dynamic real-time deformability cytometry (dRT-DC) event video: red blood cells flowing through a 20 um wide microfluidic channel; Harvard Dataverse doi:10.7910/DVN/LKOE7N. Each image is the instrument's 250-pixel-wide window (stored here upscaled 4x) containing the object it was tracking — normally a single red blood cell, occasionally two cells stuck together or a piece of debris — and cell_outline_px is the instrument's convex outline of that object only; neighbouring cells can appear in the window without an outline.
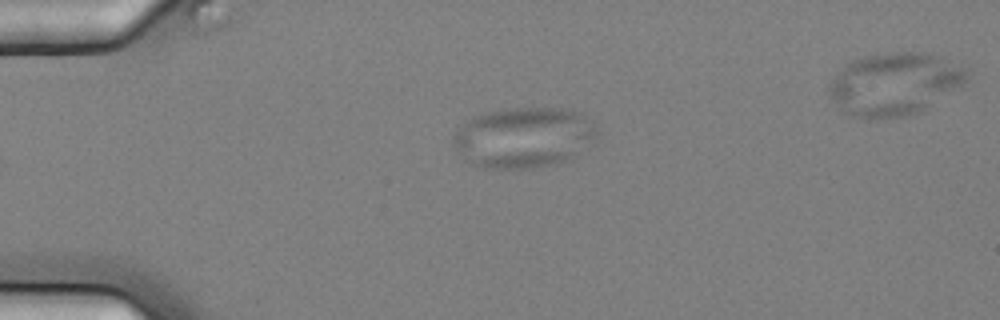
{"species": "common noctule bat (a hibernating species)", "species_latin": "Nyctalus noctula", "temperature_condition": "cold", "stored_images_in_passage": 3, "camera_frame_rate_fps": 3000, "um_per_image_px": 0.085, "animal": {"sex": "female", "body_mass_g": 25.1}, "frame": {"image": 1, "passage_image": 3, "time_ms": 0.667, "image_size_px": [1000, 320], "cell_outline_px": [[596, 136], [572, 160], [560, 164], [536, 168], [484, 168], [472, 164], [464, 160], [452, 144], [452, 136], [456, 128], [472, 116], [484, 112], [512, 108], [564, 108], [580, 112], [596, 128]], "centroid_in_image_um": [44.46, 11.7], "position_along_channel_um": 40.5, "area_um2": 51.33}}